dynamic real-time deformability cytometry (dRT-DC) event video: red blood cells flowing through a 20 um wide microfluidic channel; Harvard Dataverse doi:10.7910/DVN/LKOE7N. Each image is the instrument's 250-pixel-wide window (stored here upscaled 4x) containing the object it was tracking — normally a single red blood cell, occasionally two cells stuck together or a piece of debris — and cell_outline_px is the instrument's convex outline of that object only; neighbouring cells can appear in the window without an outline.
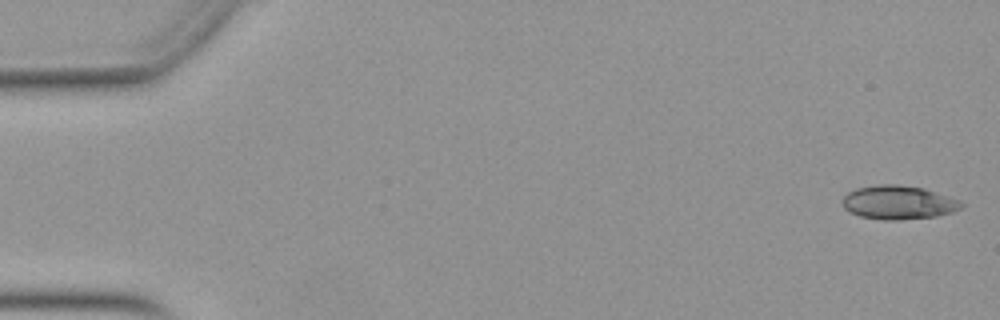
{"species": "Egyptian fruit bat (a non-hibernating species)", "species_latin": "Rousettus aegyptiacus", "temperature_condition": "warm", "stored_images_in_passage": 22, "camera_frame_rate_fps": 3000, "um_per_image_px": 0.085, "animal": {"sex": "female"}, "frame": {"image": 1, "passage_image": 1, "time_ms": 0.0, "image_size_px": [1000, 320], "cell_outline_px": [[964, 204], [960, 208], [952, 212], [936, 216], [896, 220], [880, 220], [860, 216], [848, 212], [844, 208], [844, 196], [848, 192], [856, 188], [876, 184], [896, 184], [924, 188], [960, 200]], "centroid_in_image_um": [76.35, 17.2], "position_along_channel_um": 8.6, "area_um2": 23.41}}
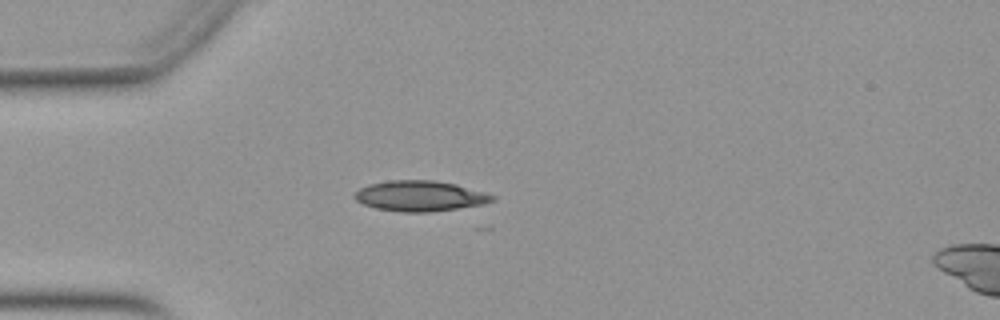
{"frame": {"image": 2, "passage_image": 14, "time_ms": 4.333, "image_size_px": [1000, 320], "cell_outline_px": [[496, 200], [484, 204], [428, 212], [400, 212], [376, 208], [364, 204], [356, 200], [352, 196], [360, 188], [368, 184], [388, 180], [432, 180], [456, 184], [484, 192], [496, 196]], "centroid_in_image_um": [35.69, 16.65], "position_along_channel_um": 49.3, "area_um2": 24.45}}
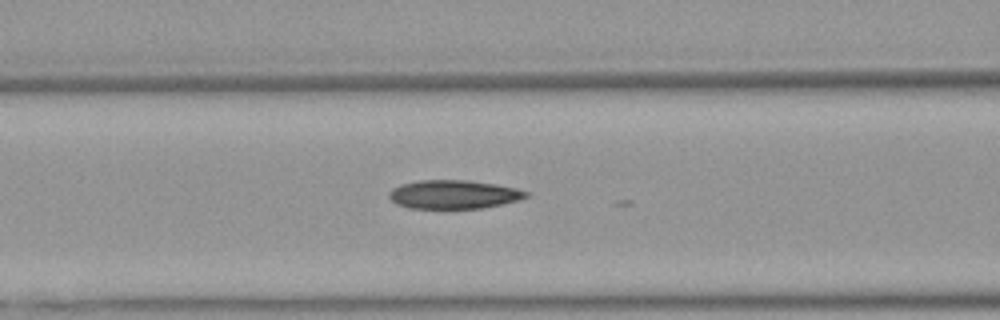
{"frame": {"image": 3, "passage_image": 21, "time_ms": 6.667, "image_size_px": [1000, 320], "cell_outline_px": [[528, 196], [520, 200], [484, 208], [408, 208], [396, 204], [388, 196], [388, 192], [392, 188], [400, 184], [420, 180], [468, 180], [496, 184], [516, 188], [528, 192]], "centroid_in_image_um": [38.55, 16.52], "position_along_channel_um": 128.1, "area_um2": 23.0}}